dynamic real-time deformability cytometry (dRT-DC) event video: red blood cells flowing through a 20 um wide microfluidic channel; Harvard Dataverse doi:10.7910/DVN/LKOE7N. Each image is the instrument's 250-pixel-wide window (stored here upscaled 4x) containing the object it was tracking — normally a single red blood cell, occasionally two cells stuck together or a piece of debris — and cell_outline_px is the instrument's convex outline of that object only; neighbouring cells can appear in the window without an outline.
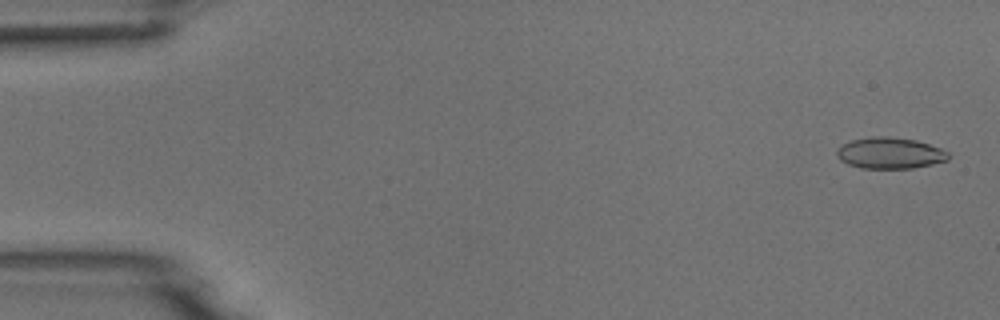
{"species": "common noctule bat (a hibernating species)", "species_latin": "Nyctalus noctula", "temperature_condition": "room temperature", "stored_images_in_passage": 9, "camera_frame_rate_fps": 3000, "um_per_image_px": 0.085, "animal": {"sex": "male", "body_mass_g": 18.8}, "frame": {"image": 1, "passage_image": 1, "time_ms": 0.0, "image_size_px": [1000, 320], "cell_outline_px": [[948, 160], [932, 164], [912, 168], [860, 168], [848, 164], [840, 160], [836, 156], [836, 148], [852, 140], [872, 136], [888, 136], [916, 140], [940, 148], [948, 152]], "centroid_in_image_um": [75.61, 13.01], "position_along_channel_um": 9.4, "area_um2": 20.29}}
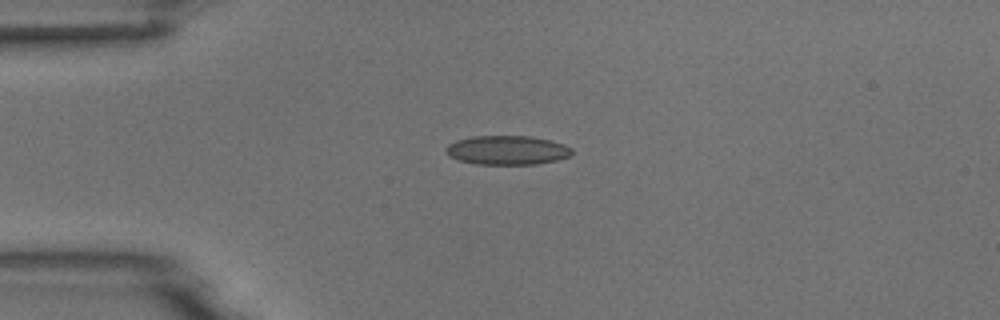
{"frame": {"image": 2, "passage_image": 4, "time_ms": 3.667, "image_size_px": [1000, 320], "cell_outline_px": [[572, 156], [556, 160], [536, 164], [476, 164], [460, 160], [448, 156], [444, 152], [444, 148], [448, 144], [456, 140], [472, 136], [528, 136], [548, 140], [564, 144], [572, 148]], "centroid_in_image_um": [43.08, 12.76], "position_along_channel_um": 41.9, "area_um2": 21.44}}